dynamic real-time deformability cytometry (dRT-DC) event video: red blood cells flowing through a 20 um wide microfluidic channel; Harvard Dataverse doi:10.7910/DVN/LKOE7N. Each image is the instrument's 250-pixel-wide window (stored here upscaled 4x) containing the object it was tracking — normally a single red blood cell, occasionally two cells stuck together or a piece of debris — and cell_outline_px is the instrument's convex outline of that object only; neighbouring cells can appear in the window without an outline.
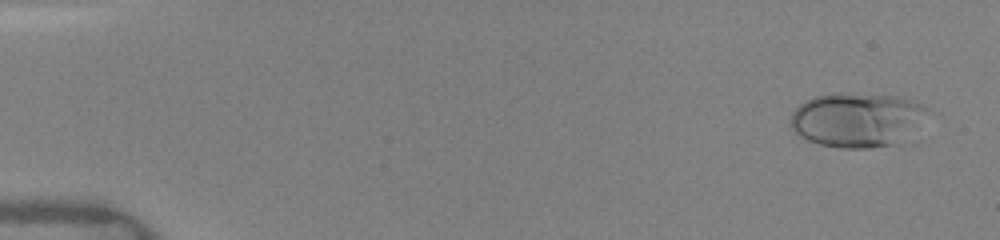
{"species": "human", "species_latin": "Homo sapiens", "temperature_condition": "warm", "stored_images_in_passage": 17, "camera_frame_rate_fps": 3000, "um_per_image_px": 0.085, "donor": {"sex": "female"}, "frame": {"image": 1, "passage_image": 4, "time_ms": 0.667, "image_size_px": [1000, 240], "cell_outline_px": [[928, 108], [892, 144], [868, 148], [840, 148], [820, 144], [808, 140], [800, 136], [792, 128], [788, 120], [792, 112], [804, 100], [816, 96], [832, 92], [840, 92], [896, 96], [920, 104]], "centroid_in_image_um": [72.62, 10.14], "position_along_channel_um": 12.4, "area_um2": 41.91}}
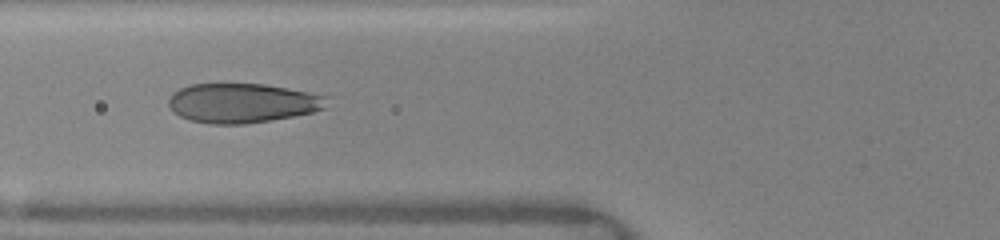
{"frame": {"image": 2, "passage_image": 14, "time_ms": 6.333, "image_size_px": [1000, 240], "cell_outline_px": [[328, 96], [324, 108], [312, 112], [292, 116], [244, 124], [208, 124], [192, 120], [180, 116], [168, 104], [168, 100], [172, 92], [180, 88], [192, 84], [264, 84], [288, 88]], "centroid_in_image_um": [20.58, 8.75], "position_along_channel_um": 105.2, "area_um2": 36.07}}
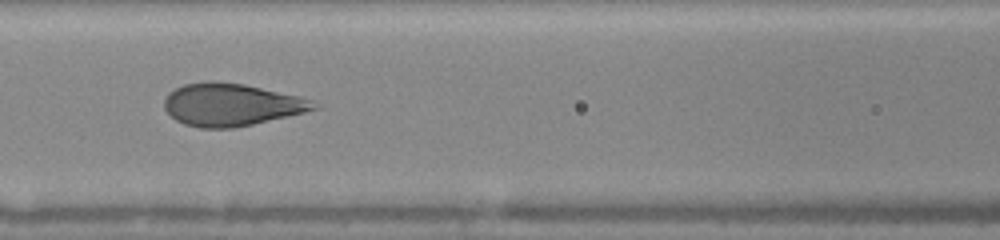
{"frame": {"image": 3, "passage_image": 16, "time_ms": 7.333, "image_size_px": [1000, 240], "cell_outline_px": [[320, 108], [288, 116], [252, 124], [232, 128], [200, 128], [184, 124], [176, 120], [164, 108], [164, 100], [168, 92], [184, 84], [212, 80], [216, 80], [244, 84], [300, 96], [312, 100], [320, 104]], "centroid_in_image_um": [19.66, 8.88], "position_along_channel_um": 146.9, "area_um2": 37.17}}